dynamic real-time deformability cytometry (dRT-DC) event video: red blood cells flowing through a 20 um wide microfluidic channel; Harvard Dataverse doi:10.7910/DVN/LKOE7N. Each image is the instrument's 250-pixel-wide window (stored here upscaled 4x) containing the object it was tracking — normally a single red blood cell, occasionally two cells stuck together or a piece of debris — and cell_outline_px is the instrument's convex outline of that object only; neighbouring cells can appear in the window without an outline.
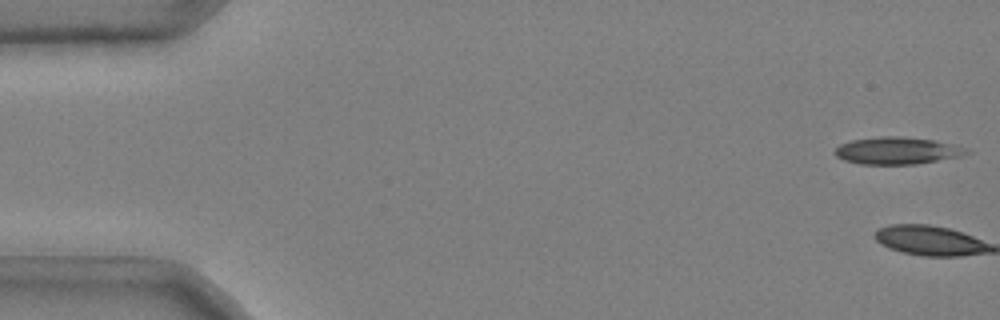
{"species": "common noctule bat (a hibernating species)", "species_latin": "Nyctalus noctula", "temperature_condition": "cold", "stored_images_in_passage": 2, "camera_frame_rate_fps": 3000, "um_per_image_px": 0.085, "animal": {"sex": "male", "body_mass_g": 20.4}, "frame": {"image": 1, "passage_image": 1, "time_ms": 0.0, "image_size_px": [1000, 320], "cell_outline_px": [[972, 152], [960, 156], [916, 164], [860, 164], [844, 160], [836, 156], [832, 152], [840, 144], [852, 140], [880, 136], [900, 136], [936, 140], [952, 144], [964, 148]], "centroid_in_image_um": [76.22, 12.8], "position_along_channel_um": 8.8, "area_um2": 20.81}}